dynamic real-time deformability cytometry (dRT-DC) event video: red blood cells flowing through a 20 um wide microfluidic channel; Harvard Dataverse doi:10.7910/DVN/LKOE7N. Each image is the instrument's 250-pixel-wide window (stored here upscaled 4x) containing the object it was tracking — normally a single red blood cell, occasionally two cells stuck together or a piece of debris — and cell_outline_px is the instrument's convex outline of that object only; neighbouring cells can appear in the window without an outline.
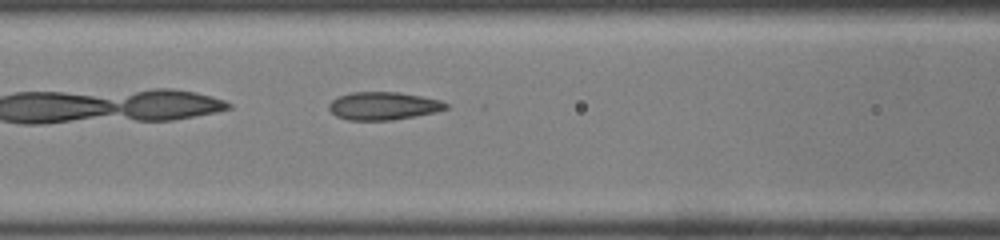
{"species": "common noctule bat (a hibernating species)", "species_latin": "Nyctalus noctula", "temperature_condition": "room temperature", "stored_images_in_passage": 30, "camera_frame_rate_fps": 3000, "um_per_image_px": 0.085, "animal": {"sex": "male", "body_mass_g": 19.0, "forearm_length_mm": 50.8}, "frame": {"image": 1, "passage_image": 5, "time_ms": 1.333, "image_size_px": [1000, 240], "cell_outline_px": [[448, 108], [436, 112], [392, 120], [348, 120], [336, 116], [328, 108], [328, 104], [336, 96], [352, 92], [400, 92], [440, 100], [448, 104]], "centroid_in_image_um": [32.56, 9.0], "position_along_channel_um": 134.0, "area_um2": 19.07}}
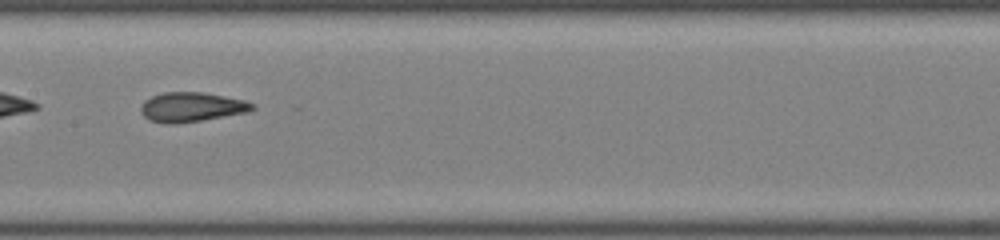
{"frame": {"image": 2, "passage_image": 9, "time_ms": 2.667, "image_size_px": [1000, 240], "cell_outline_px": [[256, 108], [248, 112], [200, 120], [172, 124], [168, 124], [148, 120], [140, 112], [140, 108], [144, 100], [152, 96], [164, 92], [204, 92], [244, 100], [256, 104]], "centroid_in_image_um": [16.28, 9.09], "position_along_channel_um": 191.1, "area_um2": 19.19}}